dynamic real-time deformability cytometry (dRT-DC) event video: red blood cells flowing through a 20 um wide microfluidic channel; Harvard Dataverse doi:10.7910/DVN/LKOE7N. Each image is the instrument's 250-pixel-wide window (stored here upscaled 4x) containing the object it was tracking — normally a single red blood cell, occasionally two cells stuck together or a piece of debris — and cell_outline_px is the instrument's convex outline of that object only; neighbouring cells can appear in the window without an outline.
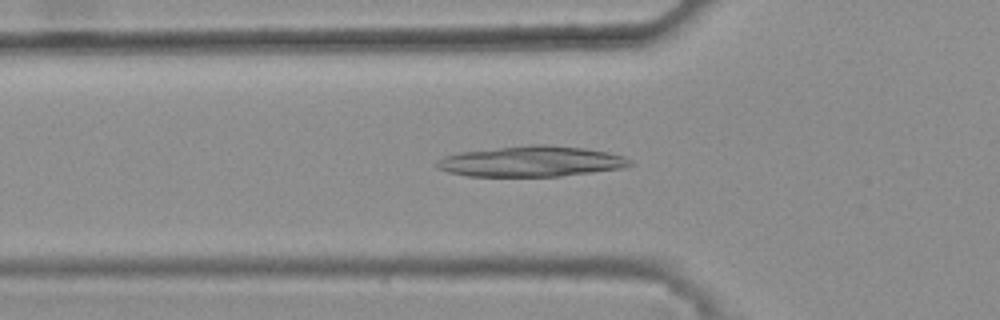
{"species": "common noctule bat (a hibernating species)", "species_latin": "Nyctalus noctula", "temperature_condition": "warm", "stored_images_in_passage": 36, "camera_frame_rate_fps": 3000, "um_per_image_px": 0.085, "animal": {"sex": "female", "body_mass_g": 25.1}, "frame": {"image": 1, "passage_image": 9, "time_ms": 2.667, "image_size_px": [1000, 320], "cell_outline_px": [[636, 164], [624, 168], [560, 176], [468, 176], [448, 172], [436, 168], [436, 164], [444, 156], [460, 152], [528, 144], [544, 144], [584, 148], [608, 152], [624, 156], [632, 160]], "centroid_in_image_um": [45.21, 13.71], "position_along_channel_um": 80.6, "area_um2": 34.56}}
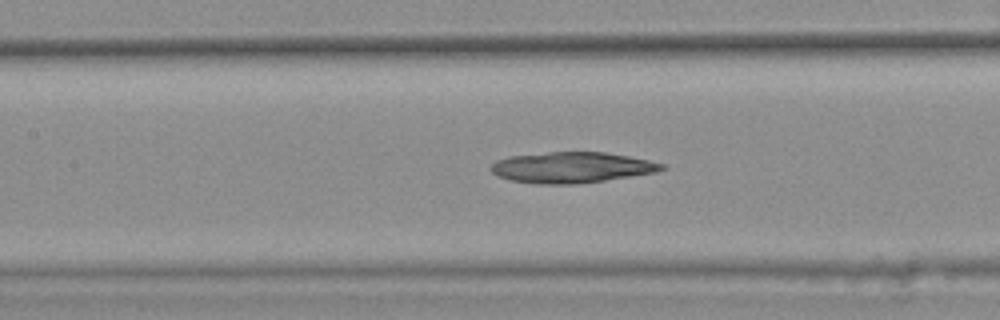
{"frame": {"image": 2, "passage_image": 15, "time_ms": 4.667, "image_size_px": [1000, 320], "cell_outline_px": [[668, 168], [656, 172], [604, 180], [576, 184], [540, 184], [512, 180], [496, 176], [488, 168], [496, 160], [508, 156], [548, 152], [604, 152], [628, 156], [648, 160], [664, 164]], "centroid_in_image_um": [48.56, 14.23], "position_along_channel_um": 158.8, "area_um2": 30.63}}
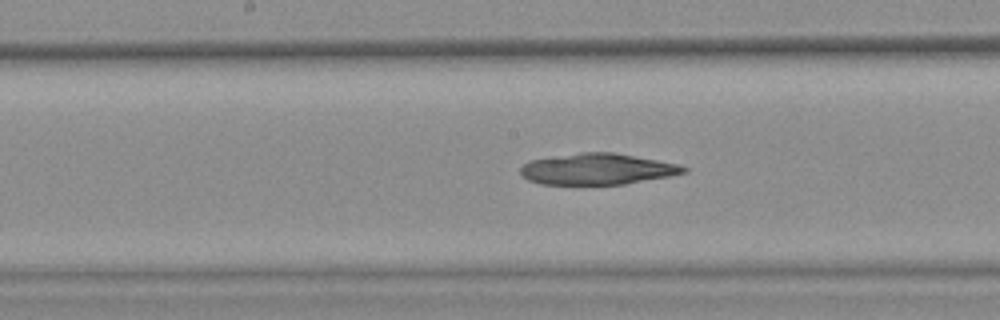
{"frame": {"image": 3, "passage_image": 18, "time_ms": 5.667, "image_size_px": [1000, 320], "cell_outline_px": [[688, 172], [668, 176], [624, 184], [540, 184], [528, 180], [520, 176], [520, 168], [524, 164], [532, 160], [552, 156], [580, 152], [612, 152], [680, 164], [688, 168]], "centroid_in_image_um": [50.76, 14.37], "position_along_channel_um": 197.4, "area_um2": 29.59}}